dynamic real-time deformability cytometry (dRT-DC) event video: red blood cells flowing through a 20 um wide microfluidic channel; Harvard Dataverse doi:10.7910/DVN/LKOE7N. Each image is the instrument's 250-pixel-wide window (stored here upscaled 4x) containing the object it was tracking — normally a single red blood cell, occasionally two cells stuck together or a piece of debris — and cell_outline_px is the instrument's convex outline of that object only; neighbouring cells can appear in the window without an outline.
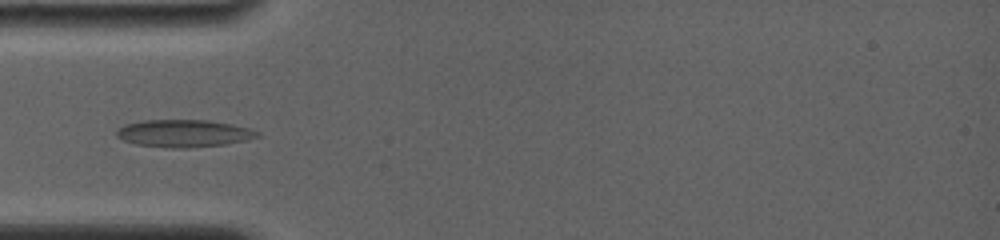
{"species": "common noctule bat (a hibernating species)", "species_latin": "Nyctalus noctula", "temperature_condition": "room temperature", "stored_images_in_passage": 7, "camera_frame_rate_fps": 4000, "um_per_image_px": 0.085, "animal": {"sex": "female", "body_mass_g": 19.0, "forearm_length_mm": 56.7}, "frame": {"image": 1, "passage_image": 5, "time_ms": 4.5, "image_size_px": [1000, 240], "cell_outline_px": [[260, 136], [244, 140], [224, 144], [188, 148], [172, 148], [136, 144], [124, 140], [116, 136], [116, 132], [124, 124], [144, 120], [208, 120], [232, 124], [248, 128], [260, 132]], "centroid_in_image_um": [15.62, 11.33], "position_along_channel_um": 69.4, "area_um2": 22.31}}
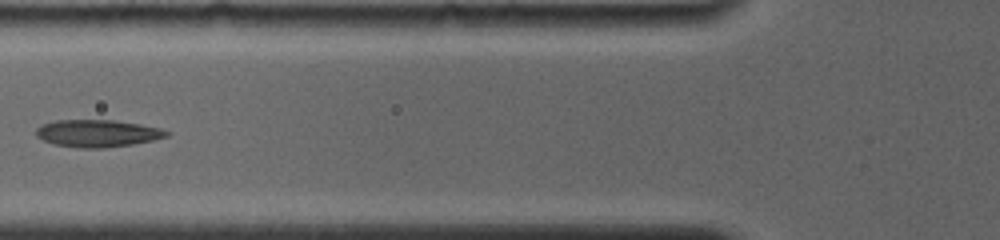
{"frame": {"image": 2, "passage_image": 6, "time_ms": 5.75, "image_size_px": [1000, 240], "cell_outline_px": [[172, 132], [168, 136], [152, 140], [132, 144], [104, 148], [80, 148], [52, 144], [36, 136], [36, 128], [44, 124], [56, 120], [112, 120], [140, 124], [160, 128]], "centroid_in_image_um": [8.29, 11.33], "position_along_channel_um": 117.5, "area_um2": 20.69}}
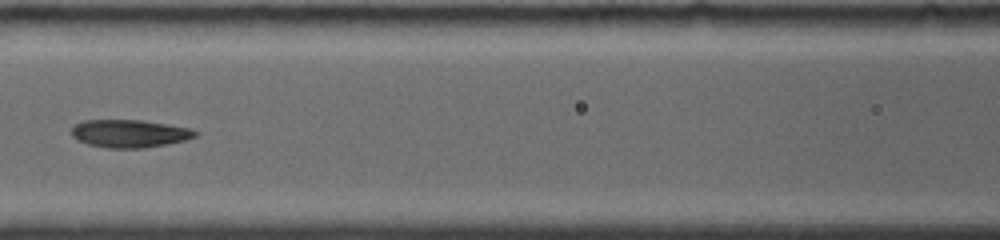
{"frame": {"image": 3, "passage_image": 7, "time_ms": 6.75, "image_size_px": [1000, 240], "cell_outline_px": [[196, 136], [184, 140], [168, 144], [144, 148], [108, 148], [88, 144], [72, 136], [72, 128], [76, 124], [84, 120], [140, 120], [188, 128], [196, 132]], "centroid_in_image_um": [10.98, 11.36], "position_along_channel_um": 155.6, "area_um2": 19.71}}